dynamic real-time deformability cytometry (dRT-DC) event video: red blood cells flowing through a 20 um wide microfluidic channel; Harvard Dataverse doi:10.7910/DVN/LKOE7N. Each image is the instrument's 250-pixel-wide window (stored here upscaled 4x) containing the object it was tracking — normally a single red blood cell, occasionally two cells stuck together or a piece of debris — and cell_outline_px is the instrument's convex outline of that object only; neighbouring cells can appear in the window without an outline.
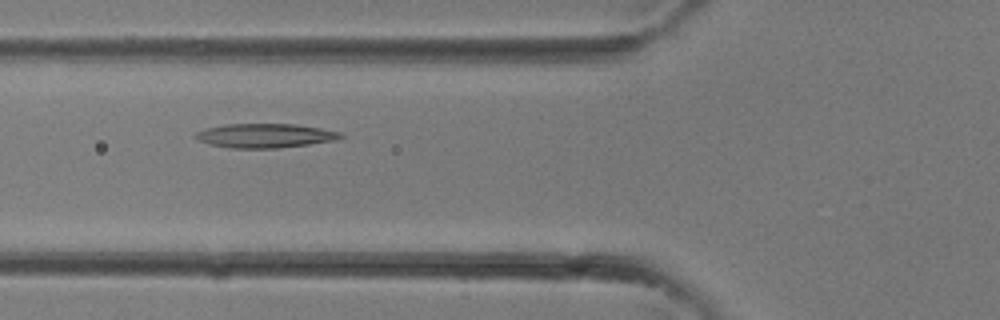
{"species": "common noctule bat (a hibernating species)", "species_latin": "Nyctalus noctula", "temperature_condition": "room temperature", "stored_images_in_passage": 24, "camera_frame_rate_fps": 3000, "um_per_image_px": 0.085, "animal": {"sex": "female"}, "frame": {"image": 1, "passage_image": 3, "time_ms": 0.667, "image_size_px": [1000, 320], "cell_outline_px": [[344, 136], [340, 140], [276, 148], [232, 148], [208, 144], [192, 136], [196, 132], [204, 128], [224, 124], [296, 124], [320, 128], [340, 132]], "centroid_in_image_um": [22.52, 11.52], "position_along_channel_um": 103.3, "area_um2": 20.52}}
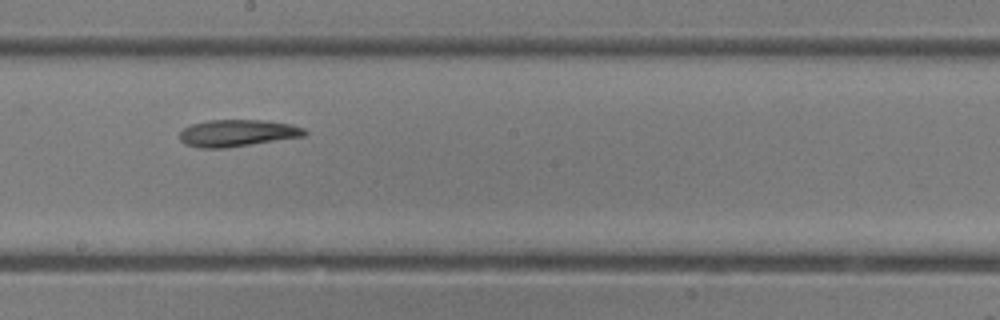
{"frame": {"image": 2, "passage_image": 9, "time_ms": 2.667, "image_size_px": [1000, 320], "cell_outline_px": [[308, 132], [304, 136], [224, 148], [200, 148], [184, 144], [180, 140], [180, 132], [184, 128], [192, 124], [208, 120], [260, 120], [292, 124], [304, 128]], "centroid_in_image_um": [20.16, 11.31], "position_along_channel_um": 228.0, "area_um2": 19.48}}
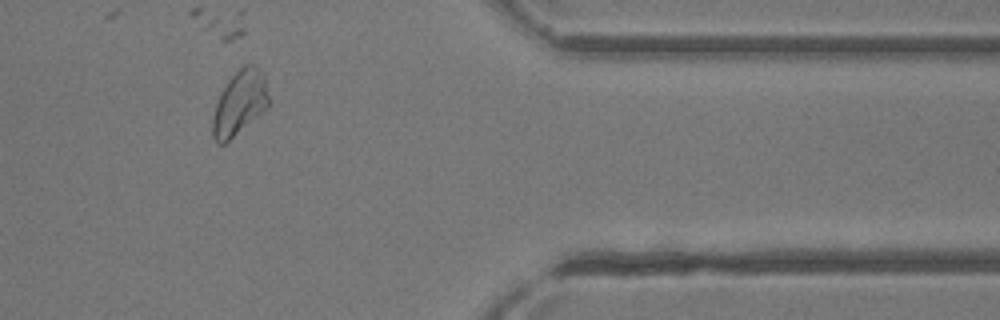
{"frame": {"image": 3, "passage_image": 18, "time_ms": 5.667, "image_size_px": [1000, 320], "cell_outline_px": [[268, 108], [224, 144], [216, 144], [212, 136], [212, 116], [220, 92], [228, 80], [244, 64], [256, 64], [264, 72], [268, 96]], "centroid_in_image_um": [20.36, 8.74], "position_along_channel_um": 391.0, "area_um2": 21.21}}